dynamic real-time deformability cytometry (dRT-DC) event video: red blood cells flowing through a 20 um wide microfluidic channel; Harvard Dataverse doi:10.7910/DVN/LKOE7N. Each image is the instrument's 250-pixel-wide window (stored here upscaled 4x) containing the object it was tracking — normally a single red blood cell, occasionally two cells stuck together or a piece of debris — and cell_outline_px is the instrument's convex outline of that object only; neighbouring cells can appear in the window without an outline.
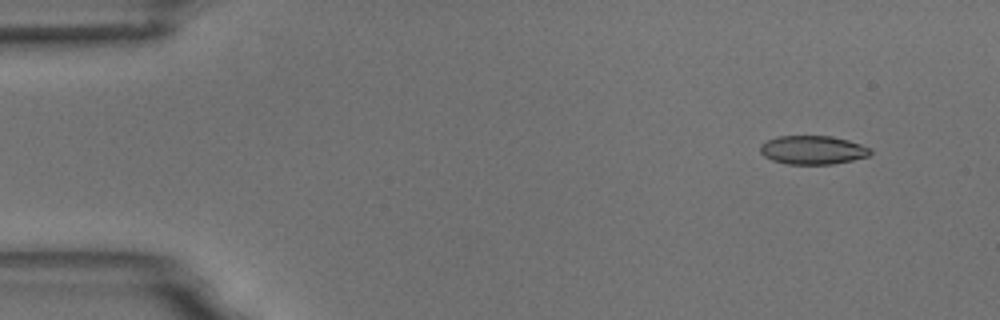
{"species": "common noctule bat (a hibernating species)", "species_latin": "Nyctalus noctula", "temperature_condition": "room temperature", "stored_images_in_passage": 4, "camera_frame_rate_fps": 3000, "um_per_image_px": 0.085, "animal": {"sex": "male", "body_mass_g": 18.8}, "frame": {"image": 1, "passage_image": 1, "time_ms": 0.0, "image_size_px": [1000, 320], "cell_outline_px": [[872, 152], [868, 156], [852, 160], [832, 164], [788, 164], [772, 160], [764, 156], [760, 152], [760, 144], [776, 136], [832, 136], [848, 140], [860, 144], [868, 148]], "centroid_in_image_um": [69.05, 12.74], "position_along_channel_um": 15.9, "area_um2": 18.32}}
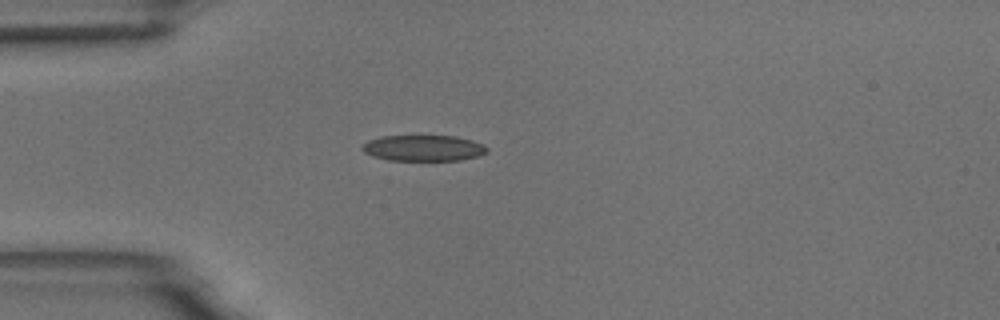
{"frame": {"image": 2, "passage_image": 3, "time_ms": 3.333, "image_size_px": [1000, 320], "cell_outline_px": [[488, 152], [480, 156], [460, 160], [388, 160], [372, 156], [364, 152], [360, 148], [368, 140], [380, 136], [456, 136], [472, 140], [484, 144], [488, 148]], "centroid_in_image_um": [36.01, 12.58], "position_along_channel_um": 49.0, "area_um2": 19.02}}